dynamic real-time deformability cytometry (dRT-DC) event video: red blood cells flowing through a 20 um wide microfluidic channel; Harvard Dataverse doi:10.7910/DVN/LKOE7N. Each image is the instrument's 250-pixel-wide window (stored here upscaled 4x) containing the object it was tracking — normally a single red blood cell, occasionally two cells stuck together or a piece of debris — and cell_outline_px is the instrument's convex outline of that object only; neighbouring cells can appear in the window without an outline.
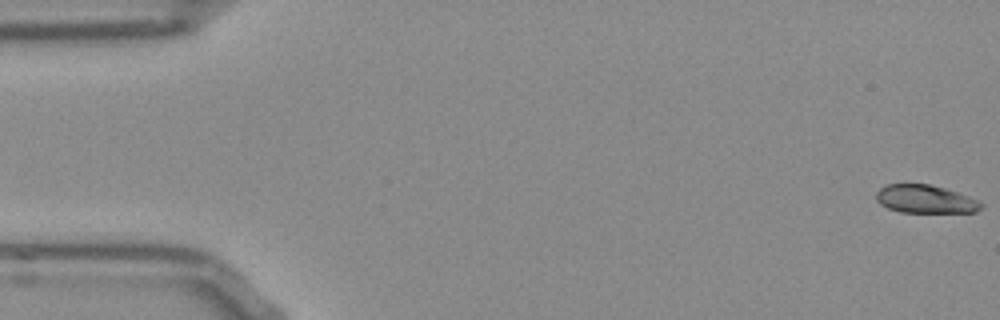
{"species": "Egyptian fruit bat (a non-hibernating species)", "species_latin": "Rousettus aegyptiacus", "temperature_condition": "room temperature", "stored_images_in_passage": 54, "camera_frame_rate_fps": 3000, "um_per_image_px": 0.085, "frame": {"image": 1, "passage_image": 1, "time_ms": 0.0, "image_size_px": [1000, 320], "cell_outline_px": [[984, 204], [976, 212], [900, 212], [888, 208], [880, 204], [876, 200], [876, 192], [880, 188], [888, 184], [928, 184], [944, 188], [956, 192], [976, 200]], "centroid_in_image_um": [78.61, 16.93], "position_along_channel_um": 6.4, "area_um2": 16.99}}
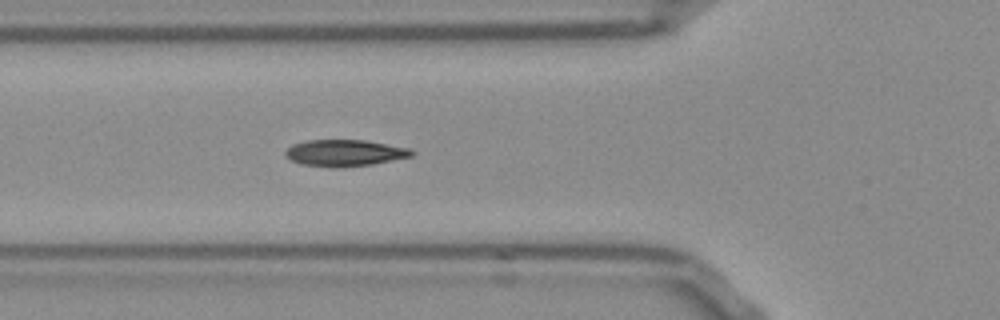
{"frame": {"image": 2, "passage_image": 19, "time_ms": 6.0, "image_size_px": [1000, 320], "cell_outline_px": [[416, 152], [412, 156], [372, 164], [336, 168], [300, 164], [284, 156], [284, 152], [292, 144], [308, 140], [364, 140], [412, 148]], "centroid_in_image_um": [29.31, 13.0], "position_along_channel_um": 96.5, "area_um2": 19.65}}
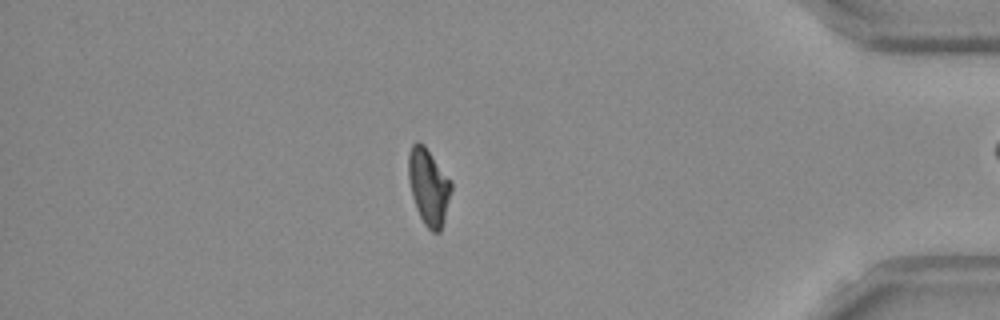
{"frame": {"image": 3, "passage_image": 46, "time_ms": 15.0, "image_size_px": [1000, 320], "cell_outline_px": [[452, 188], [444, 220], [440, 232], [432, 232], [424, 224], [416, 208], [412, 196], [408, 176], [408, 156], [412, 144], [416, 140], [424, 144], [452, 180]], "centroid_in_image_um": [36.44, 15.84], "position_along_channel_um": 398.8, "area_um2": 19.19}, "authors_computed_cell_mechanics": {"area_um2": 18.9295, "velocity_mm_per_s": 3.8087, "shape_relaxation_time_tau1_ms": 3.7441, "shape_relaxation_time_tau2_ms": 1.719, "deformation_change_tau1": 0.161, "deformation_change_tau2": 0.067}}